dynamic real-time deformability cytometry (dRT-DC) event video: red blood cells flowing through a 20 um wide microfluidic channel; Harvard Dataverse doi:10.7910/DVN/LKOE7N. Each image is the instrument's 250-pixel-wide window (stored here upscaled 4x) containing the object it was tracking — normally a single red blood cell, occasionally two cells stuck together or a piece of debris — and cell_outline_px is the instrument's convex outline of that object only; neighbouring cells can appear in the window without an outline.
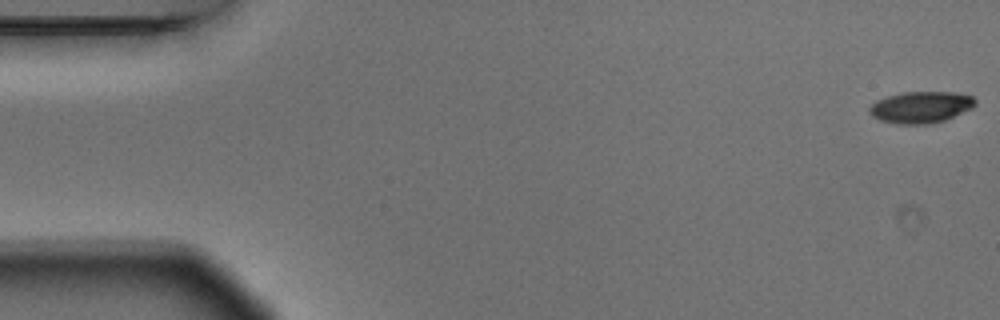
{"species": "Egyptian fruit bat (a non-hibernating species)", "species_latin": "Rousettus aegyptiacus", "temperature_condition": "warm", "stored_images_in_passage": 8, "camera_frame_rate_fps": 3000, "um_per_image_px": 0.085, "animal": {"sex": "male"}, "frame": {"image": 1, "passage_image": 1, "time_ms": 0.0, "image_size_px": [1000, 320], "cell_outline_px": [[976, 104], [972, 108], [944, 120], [928, 124], [896, 124], [880, 120], [872, 116], [868, 112], [868, 108], [876, 100], [888, 96], [904, 92], [956, 92], [972, 96], [976, 100]], "centroid_in_image_um": [78.25, 9.11], "position_along_channel_um": 6.7, "area_um2": 19.48}}
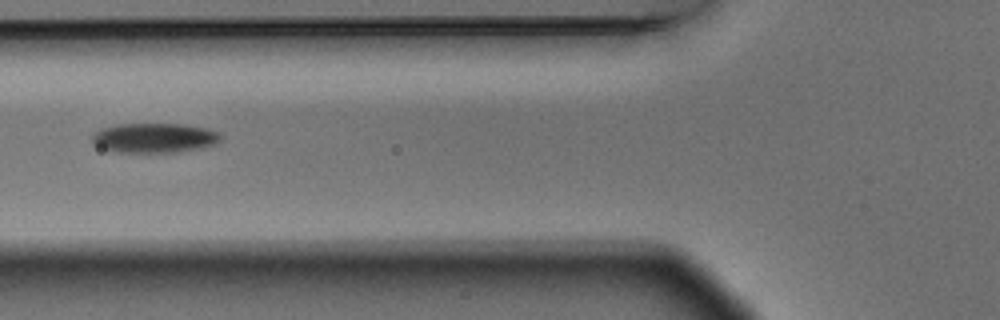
{"frame": {"image": 2, "passage_image": 6, "time_ms": 1.667, "image_size_px": [1000, 320], "cell_outline_px": [[220, 140], [216, 144], [200, 148], [176, 152], [120, 152], [104, 148], [96, 144], [92, 140], [92, 136], [100, 128], [116, 124], [184, 124], [208, 128], [220, 132]], "centroid_in_image_um": [13.16, 11.71], "position_along_channel_um": 112.6, "area_um2": 22.14}}
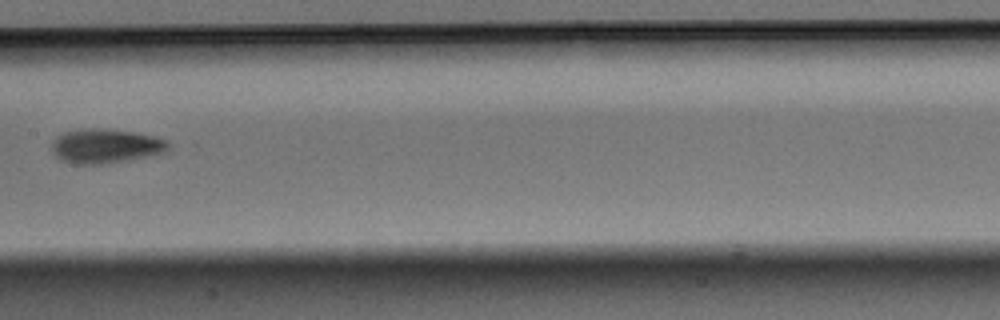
{"frame": {"image": 3, "passage_image": 8, "time_ms": 2.333, "image_size_px": [1000, 320], "cell_outline_px": [[168, 148], [160, 152], [144, 156], [124, 160], [100, 164], [76, 164], [60, 160], [52, 152], [52, 144], [56, 136], [64, 132], [92, 128], [100, 128], [132, 132], [152, 136], [168, 140]], "centroid_in_image_um": [8.89, 12.41], "position_along_channel_um": 198.5, "area_um2": 22.72}}